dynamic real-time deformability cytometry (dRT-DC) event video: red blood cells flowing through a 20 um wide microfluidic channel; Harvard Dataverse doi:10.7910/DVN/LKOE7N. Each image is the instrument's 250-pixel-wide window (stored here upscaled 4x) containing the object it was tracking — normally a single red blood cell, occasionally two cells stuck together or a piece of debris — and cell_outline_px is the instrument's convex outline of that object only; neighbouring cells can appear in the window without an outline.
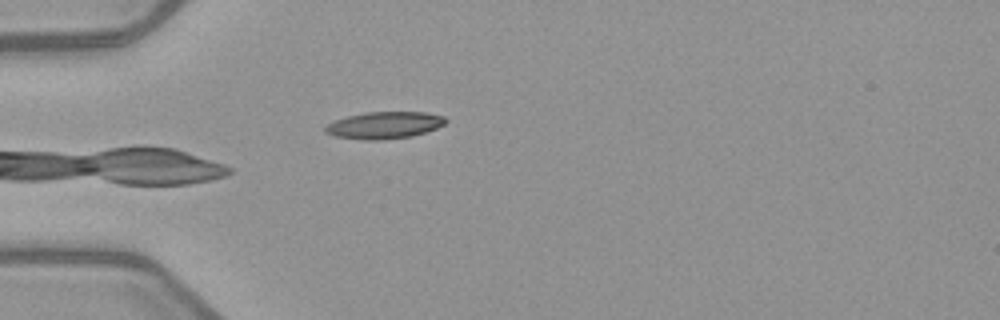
{"species": "common noctule bat (a hibernating species)", "species_latin": "Nyctalus noctula", "temperature_condition": "warm", "stored_images_in_passage": 6, "camera_frame_rate_fps": 3000, "um_per_image_px": 0.085, "animal": {"sex": "female", "body_mass_g": 21.9}, "frame": {"image": 1, "passage_image": 6, "time_ms": 7.0, "image_size_px": [1000, 320], "cell_outline_px": [[448, 120], [444, 124], [436, 128], [412, 136], [384, 140], [364, 140], [336, 136], [324, 132], [324, 128], [328, 124], [336, 120], [348, 116], [368, 112], [424, 112], [444, 116]], "centroid_in_image_um": [32.68, 10.64], "position_along_channel_um": 52.3, "area_um2": 18.79}}